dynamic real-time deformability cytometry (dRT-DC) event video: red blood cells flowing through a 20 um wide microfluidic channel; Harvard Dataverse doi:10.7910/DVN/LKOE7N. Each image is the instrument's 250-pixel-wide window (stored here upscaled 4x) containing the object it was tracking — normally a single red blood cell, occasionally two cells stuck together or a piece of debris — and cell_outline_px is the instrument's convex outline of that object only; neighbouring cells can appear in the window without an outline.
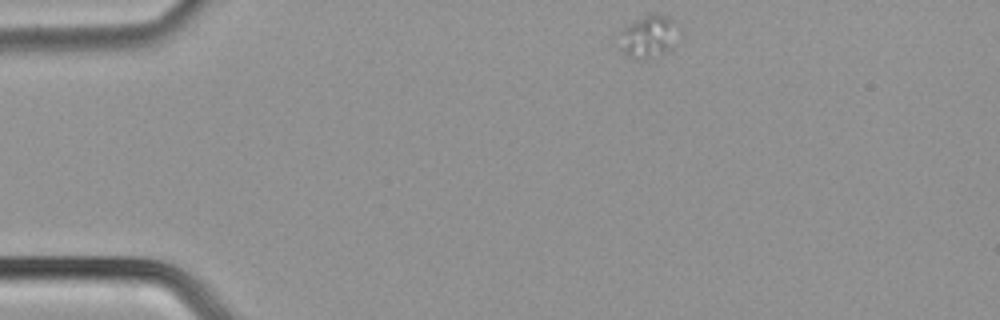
{"species": "common noctule bat (a hibernating species)", "species_latin": "Nyctalus noctula", "temperature_condition": "cold", "stored_images_in_passage": 27, "camera_frame_rate_fps": 3000, "um_per_image_px": 0.085, "animal": {"sex": "male", "body_mass_g": 21.5, "forearm_length_mm": 52.0}, "frame": {"image": 1, "passage_image": 1, "time_ms": 0.0, "image_size_px": [1000, 320], "cell_outline_px": [[672, 48], [668, 52], [652, 60], [632, 60], [624, 56], [620, 48], [620, 32], [624, 28], [644, 16], [652, 12], [656, 12], [668, 16], [672, 20]], "centroid_in_image_um": [55.02, 3.19], "position_along_channel_um": 30.0, "area_um2": 14.51}}
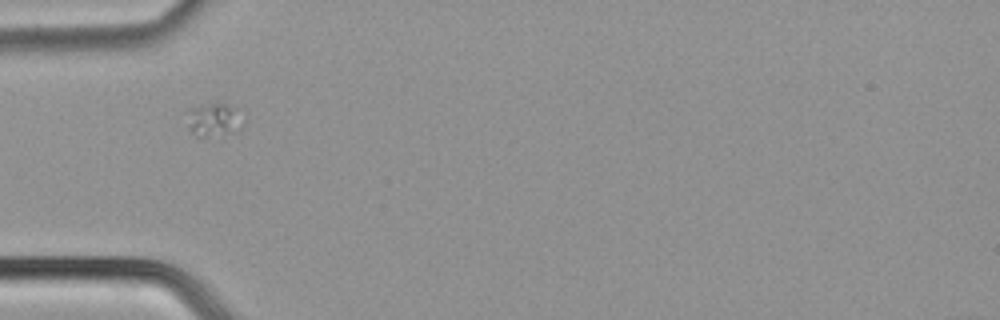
{"frame": {"image": 2, "passage_image": 8, "time_ms": 2.333, "image_size_px": [1000, 320], "cell_outline_px": [[240, 132], [204, 136], [196, 136], [188, 128], [188, 108], [216, 100], [236, 108], [240, 128]], "centroid_in_image_um": [18.11, 10.13], "position_along_channel_um": 66.9, "area_um2": 10.87}}